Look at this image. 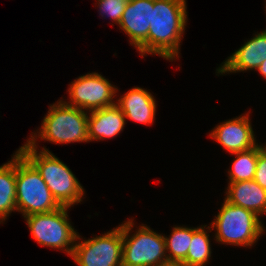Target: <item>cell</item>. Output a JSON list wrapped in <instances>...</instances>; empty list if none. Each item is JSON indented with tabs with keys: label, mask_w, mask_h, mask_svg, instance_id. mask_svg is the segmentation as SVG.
I'll return each instance as SVG.
<instances>
[{
	"label": "cell",
	"mask_w": 266,
	"mask_h": 266,
	"mask_svg": "<svg viewBox=\"0 0 266 266\" xmlns=\"http://www.w3.org/2000/svg\"><path fill=\"white\" fill-rule=\"evenodd\" d=\"M186 0H154L148 33V54L166 60L179 58L181 39L187 26Z\"/></svg>",
	"instance_id": "cell-1"
},
{
	"label": "cell",
	"mask_w": 266,
	"mask_h": 266,
	"mask_svg": "<svg viewBox=\"0 0 266 266\" xmlns=\"http://www.w3.org/2000/svg\"><path fill=\"white\" fill-rule=\"evenodd\" d=\"M38 143L21 146L18 151L37 169L53 197L61 206L71 207L82 201L84 189L69 167Z\"/></svg>",
	"instance_id": "cell-2"
},
{
	"label": "cell",
	"mask_w": 266,
	"mask_h": 266,
	"mask_svg": "<svg viewBox=\"0 0 266 266\" xmlns=\"http://www.w3.org/2000/svg\"><path fill=\"white\" fill-rule=\"evenodd\" d=\"M49 106L40 130L27 140L36 143L37 138L55 144L89 142L88 111L67 105L63 100ZM38 136V137H37Z\"/></svg>",
	"instance_id": "cell-3"
},
{
	"label": "cell",
	"mask_w": 266,
	"mask_h": 266,
	"mask_svg": "<svg viewBox=\"0 0 266 266\" xmlns=\"http://www.w3.org/2000/svg\"><path fill=\"white\" fill-rule=\"evenodd\" d=\"M210 226L216 242L243 247H252L265 230L257 214L226 199Z\"/></svg>",
	"instance_id": "cell-4"
},
{
	"label": "cell",
	"mask_w": 266,
	"mask_h": 266,
	"mask_svg": "<svg viewBox=\"0 0 266 266\" xmlns=\"http://www.w3.org/2000/svg\"><path fill=\"white\" fill-rule=\"evenodd\" d=\"M16 207L26 217L62 207L53 197L37 169L17 150Z\"/></svg>",
	"instance_id": "cell-5"
},
{
	"label": "cell",
	"mask_w": 266,
	"mask_h": 266,
	"mask_svg": "<svg viewBox=\"0 0 266 266\" xmlns=\"http://www.w3.org/2000/svg\"><path fill=\"white\" fill-rule=\"evenodd\" d=\"M133 219L122 223V266H158L168 261L164 235L141 225L130 236Z\"/></svg>",
	"instance_id": "cell-6"
},
{
	"label": "cell",
	"mask_w": 266,
	"mask_h": 266,
	"mask_svg": "<svg viewBox=\"0 0 266 266\" xmlns=\"http://www.w3.org/2000/svg\"><path fill=\"white\" fill-rule=\"evenodd\" d=\"M70 208L62 206L55 211L24 217L34 240L41 246L61 249L71 256L78 232L69 221L68 209Z\"/></svg>",
	"instance_id": "cell-7"
},
{
	"label": "cell",
	"mask_w": 266,
	"mask_h": 266,
	"mask_svg": "<svg viewBox=\"0 0 266 266\" xmlns=\"http://www.w3.org/2000/svg\"><path fill=\"white\" fill-rule=\"evenodd\" d=\"M81 239L78 234L71 255L78 266H122V224L100 236Z\"/></svg>",
	"instance_id": "cell-8"
},
{
	"label": "cell",
	"mask_w": 266,
	"mask_h": 266,
	"mask_svg": "<svg viewBox=\"0 0 266 266\" xmlns=\"http://www.w3.org/2000/svg\"><path fill=\"white\" fill-rule=\"evenodd\" d=\"M117 90L118 88L111 85L101 74L87 73L69 84L67 92L70 101L64 102L81 110L102 109L116 104L114 98Z\"/></svg>",
	"instance_id": "cell-9"
},
{
	"label": "cell",
	"mask_w": 266,
	"mask_h": 266,
	"mask_svg": "<svg viewBox=\"0 0 266 266\" xmlns=\"http://www.w3.org/2000/svg\"><path fill=\"white\" fill-rule=\"evenodd\" d=\"M154 0H128L121 21L122 29L130 39V44L144 58L148 54V33Z\"/></svg>",
	"instance_id": "cell-10"
},
{
	"label": "cell",
	"mask_w": 266,
	"mask_h": 266,
	"mask_svg": "<svg viewBox=\"0 0 266 266\" xmlns=\"http://www.w3.org/2000/svg\"><path fill=\"white\" fill-rule=\"evenodd\" d=\"M249 114L229 119L211 130L210 137L231 154L255 147L258 143Z\"/></svg>",
	"instance_id": "cell-11"
},
{
	"label": "cell",
	"mask_w": 266,
	"mask_h": 266,
	"mask_svg": "<svg viewBox=\"0 0 266 266\" xmlns=\"http://www.w3.org/2000/svg\"><path fill=\"white\" fill-rule=\"evenodd\" d=\"M266 59V29L247 40L216 69L217 74L258 69Z\"/></svg>",
	"instance_id": "cell-12"
},
{
	"label": "cell",
	"mask_w": 266,
	"mask_h": 266,
	"mask_svg": "<svg viewBox=\"0 0 266 266\" xmlns=\"http://www.w3.org/2000/svg\"><path fill=\"white\" fill-rule=\"evenodd\" d=\"M116 105L124 113L125 119L145 125H151L155 120V98L144 88H131L117 100Z\"/></svg>",
	"instance_id": "cell-13"
},
{
	"label": "cell",
	"mask_w": 266,
	"mask_h": 266,
	"mask_svg": "<svg viewBox=\"0 0 266 266\" xmlns=\"http://www.w3.org/2000/svg\"><path fill=\"white\" fill-rule=\"evenodd\" d=\"M88 113H90L88 115L89 142L115 138L123 131L126 124L125 115L116 104Z\"/></svg>",
	"instance_id": "cell-14"
},
{
	"label": "cell",
	"mask_w": 266,
	"mask_h": 266,
	"mask_svg": "<svg viewBox=\"0 0 266 266\" xmlns=\"http://www.w3.org/2000/svg\"><path fill=\"white\" fill-rule=\"evenodd\" d=\"M226 190L225 199L229 203L250 210L259 217L266 214V190L254 179L228 183Z\"/></svg>",
	"instance_id": "cell-15"
},
{
	"label": "cell",
	"mask_w": 266,
	"mask_h": 266,
	"mask_svg": "<svg viewBox=\"0 0 266 266\" xmlns=\"http://www.w3.org/2000/svg\"><path fill=\"white\" fill-rule=\"evenodd\" d=\"M16 207V153L10 161L0 166V223L12 213Z\"/></svg>",
	"instance_id": "cell-16"
},
{
	"label": "cell",
	"mask_w": 266,
	"mask_h": 266,
	"mask_svg": "<svg viewBox=\"0 0 266 266\" xmlns=\"http://www.w3.org/2000/svg\"><path fill=\"white\" fill-rule=\"evenodd\" d=\"M207 225H201V227L192 228V240L191 245L186 256V259L182 262L185 266H204L208 263L211 257V244L209 234L211 227Z\"/></svg>",
	"instance_id": "cell-17"
},
{
	"label": "cell",
	"mask_w": 266,
	"mask_h": 266,
	"mask_svg": "<svg viewBox=\"0 0 266 266\" xmlns=\"http://www.w3.org/2000/svg\"><path fill=\"white\" fill-rule=\"evenodd\" d=\"M260 152V145L257 144L251 149L234 153L236 157L228 170L229 183L253 180Z\"/></svg>",
	"instance_id": "cell-18"
},
{
	"label": "cell",
	"mask_w": 266,
	"mask_h": 266,
	"mask_svg": "<svg viewBox=\"0 0 266 266\" xmlns=\"http://www.w3.org/2000/svg\"><path fill=\"white\" fill-rule=\"evenodd\" d=\"M165 238L168 261L183 262L186 259L192 240V228L175 226L169 237Z\"/></svg>",
	"instance_id": "cell-19"
},
{
	"label": "cell",
	"mask_w": 266,
	"mask_h": 266,
	"mask_svg": "<svg viewBox=\"0 0 266 266\" xmlns=\"http://www.w3.org/2000/svg\"><path fill=\"white\" fill-rule=\"evenodd\" d=\"M96 4L99 6V12L101 17L107 15L110 17L114 24H118L121 21L122 15L126 8L128 0H96Z\"/></svg>",
	"instance_id": "cell-20"
},
{
	"label": "cell",
	"mask_w": 266,
	"mask_h": 266,
	"mask_svg": "<svg viewBox=\"0 0 266 266\" xmlns=\"http://www.w3.org/2000/svg\"><path fill=\"white\" fill-rule=\"evenodd\" d=\"M254 180L266 190V156L262 151L258 155Z\"/></svg>",
	"instance_id": "cell-21"
},
{
	"label": "cell",
	"mask_w": 266,
	"mask_h": 266,
	"mask_svg": "<svg viewBox=\"0 0 266 266\" xmlns=\"http://www.w3.org/2000/svg\"><path fill=\"white\" fill-rule=\"evenodd\" d=\"M255 71H258L260 73V75L266 79V59L263 61V63Z\"/></svg>",
	"instance_id": "cell-22"
},
{
	"label": "cell",
	"mask_w": 266,
	"mask_h": 266,
	"mask_svg": "<svg viewBox=\"0 0 266 266\" xmlns=\"http://www.w3.org/2000/svg\"><path fill=\"white\" fill-rule=\"evenodd\" d=\"M158 266H185V265L181 262L167 261L165 263L159 264Z\"/></svg>",
	"instance_id": "cell-23"
},
{
	"label": "cell",
	"mask_w": 266,
	"mask_h": 266,
	"mask_svg": "<svg viewBox=\"0 0 266 266\" xmlns=\"http://www.w3.org/2000/svg\"><path fill=\"white\" fill-rule=\"evenodd\" d=\"M260 149L264 153V155L266 156V145L265 146H263V144H262V146L260 145Z\"/></svg>",
	"instance_id": "cell-24"
}]
</instances>
